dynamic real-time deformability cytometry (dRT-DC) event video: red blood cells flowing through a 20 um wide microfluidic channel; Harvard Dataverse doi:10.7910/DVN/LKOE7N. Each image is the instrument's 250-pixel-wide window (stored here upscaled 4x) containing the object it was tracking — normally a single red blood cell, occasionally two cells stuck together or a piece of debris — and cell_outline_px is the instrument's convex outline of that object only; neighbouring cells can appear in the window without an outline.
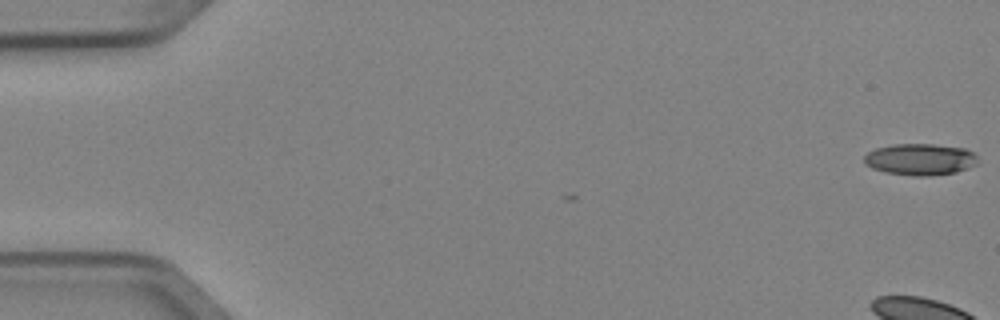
{"species": "Egyptian fruit bat (a non-hibernating species)", "species_latin": "Rousettus aegyptiacus", "temperature_condition": "cold", "stored_images_in_passage": 8, "camera_frame_rate_fps": 3000, "um_per_image_px": 0.085, "animal": {"sex": "female"}, "frame": {"image": 1, "passage_image": 1, "time_ms": 0.0, "image_size_px": [1000, 320], "cell_outline_px": [[976, 164], [968, 168], [956, 172], [928, 176], [912, 176], [884, 172], [872, 168], [864, 164], [864, 156], [868, 152], [876, 148], [892, 144], [932, 144], [964, 148], [972, 152], [976, 156]], "centroid_in_image_um": [78.17, 13.55], "position_along_channel_um": 6.8, "area_um2": 20.92}}